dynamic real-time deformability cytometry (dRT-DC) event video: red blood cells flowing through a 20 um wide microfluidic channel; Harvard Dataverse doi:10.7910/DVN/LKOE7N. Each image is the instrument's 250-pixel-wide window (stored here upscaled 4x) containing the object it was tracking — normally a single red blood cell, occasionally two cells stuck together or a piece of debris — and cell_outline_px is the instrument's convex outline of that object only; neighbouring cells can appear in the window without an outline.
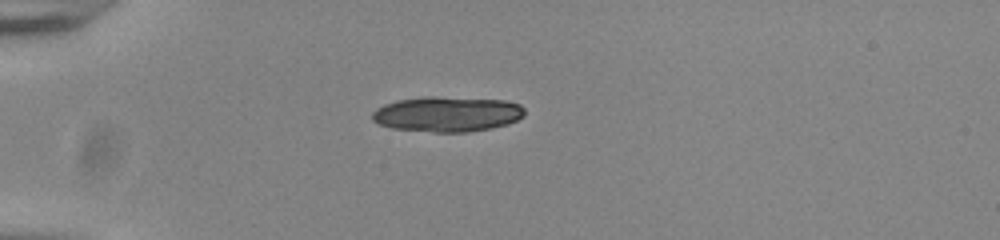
{"species": "common noctule bat (a hibernating species)", "species_latin": "Nyctalus noctula", "temperature_condition": "room temperature", "stored_images_in_passage": 39, "camera_frame_rate_fps": 3000, "um_per_image_px": 0.085, "animal": {"sex": "male", "body_mass_g": 20.0, "forearm_length_mm": 53.3}, "frame": {"image": 1, "passage_image": 1, "time_ms": 0.0, "image_size_px": [1000, 240], "cell_outline_px": [[524, 116], [508, 124], [492, 128], [468, 132], [432, 132], [392, 128], [380, 124], [372, 120], [372, 112], [376, 108], [384, 104], [396, 100], [428, 96], [504, 100], [520, 104], [524, 108]], "centroid_in_image_um": [38.01, 9.7], "position_along_channel_um": 47.0, "area_um2": 31.39}, "authors_computed_cell_mechanics": {"area_um2": 19.941, "velocity_mm_per_s": 3.8534, "shape_relaxation_time_tau1_ms": 1.093, "shape_relaxation_time_tau2_ms": 1.8981, "deformation_change_tau1": 0.2927, "deformation_change_tau2": 0.0652}}